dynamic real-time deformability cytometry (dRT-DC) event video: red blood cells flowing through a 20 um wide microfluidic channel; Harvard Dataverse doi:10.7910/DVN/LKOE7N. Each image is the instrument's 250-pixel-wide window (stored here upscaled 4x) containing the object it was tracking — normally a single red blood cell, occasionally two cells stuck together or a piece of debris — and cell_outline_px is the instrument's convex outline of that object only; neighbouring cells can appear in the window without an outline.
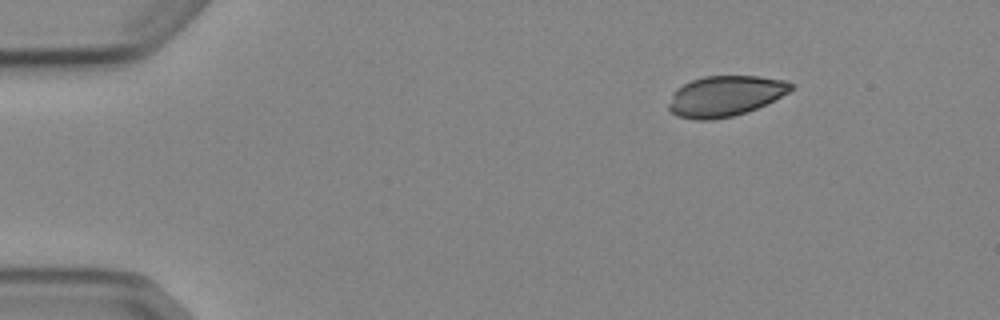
{"species": "Egyptian fruit bat (a non-hibernating species)", "species_latin": "Rousettus aegyptiacus", "temperature_condition": "cold", "stored_images_in_passage": 3, "camera_frame_rate_fps": 3000, "um_per_image_px": 0.085, "animal": {"sex": "female"}, "frame": {"image": 1, "passage_image": 1, "time_ms": 0.0, "image_size_px": [1000, 320], "cell_outline_px": [[792, 88], [788, 92], [756, 108], [732, 116], [712, 120], [696, 120], [676, 116], [668, 108], [668, 104], [676, 88], [692, 80], [704, 76], [760, 76], [784, 80], [792, 84]], "centroid_in_image_um": [61.59, 8.16], "position_along_channel_um": 23.4, "area_um2": 28.55}}